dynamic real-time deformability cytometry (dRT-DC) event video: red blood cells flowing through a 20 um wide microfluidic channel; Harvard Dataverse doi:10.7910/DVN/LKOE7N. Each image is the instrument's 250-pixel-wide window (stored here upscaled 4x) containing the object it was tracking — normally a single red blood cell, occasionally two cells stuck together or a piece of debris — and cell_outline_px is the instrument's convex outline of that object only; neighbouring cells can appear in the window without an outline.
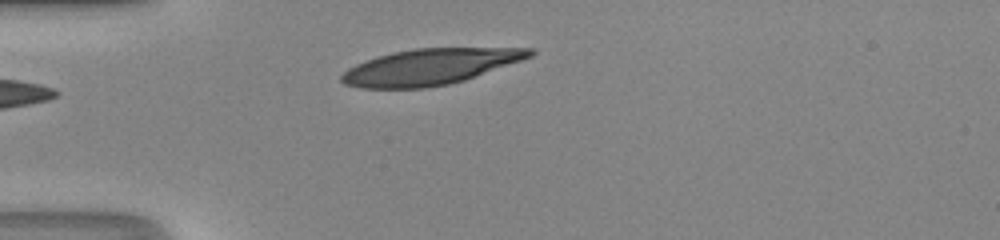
{"species": "human", "species_latin": "Homo sapiens", "temperature_condition": "room temperature", "stored_images_in_passage": 28, "camera_frame_rate_fps": 3000, "um_per_image_px": 0.085, "donor": {"sex": "male"}, "frame": {"image": 1, "passage_image": 1, "time_ms": 0.0, "image_size_px": [1000, 240], "cell_outline_px": [[536, 52], [532, 56], [464, 80], [448, 84], [424, 88], [360, 88], [344, 84], [340, 80], [340, 76], [348, 68], [356, 64], [376, 56], [392, 52], [416, 48], [536, 48]], "centroid_in_image_um": [36.52, 5.67], "position_along_channel_um": 48.5, "area_um2": 39.19}}
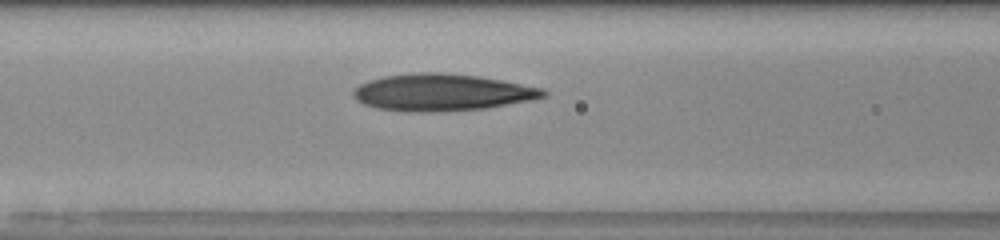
{"frame": {"image": 2, "passage_image": 8, "time_ms": 2.333, "image_size_px": [1000, 240], "cell_outline_px": [[548, 96], [532, 100], [488, 108], [432, 112], [404, 112], [376, 108], [364, 104], [356, 100], [352, 96], [352, 92], [360, 84], [368, 80], [384, 76], [420, 72], [444, 72], [480, 76], [544, 88], [548, 92]], "centroid_in_image_um": [37.59, 7.85], "position_along_channel_um": 129.0, "area_um2": 41.38}}
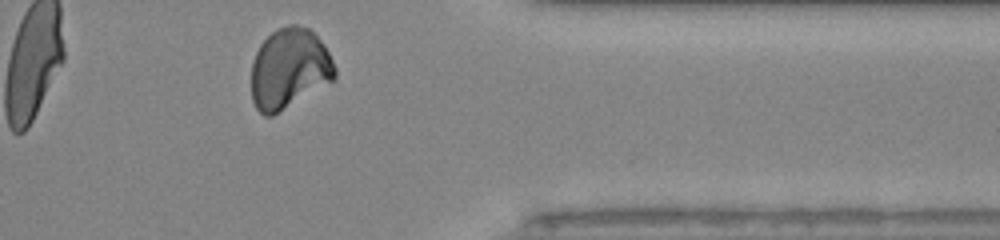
{"frame": {"image": 3, "passage_image": 27, "time_ms": 8.667, "image_size_px": [1000, 240], "cell_outline_px": [[336, 80], [272, 116], [264, 116], [256, 108], [252, 100], [252, 64], [256, 52], [260, 44], [276, 28], [288, 24], [296, 24], [308, 28], [324, 44], [336, 68]], "centroid_in_image_um": [24.6, 5.84], "position_along_channel_um": 386.8, "area_um2": 39.36}, "authors_computed_cell_mechanics": {"area_um2": 39.4485, "velocity_mm_per_s": 4.276, "shape_relaxation_time_tau1_ms": 7.5508, "shape_relaxation_time_tau2_ms": 2.0582, "deformation_change_tau1": 0.1976, "deformation_change_tau2": 0.0756}}